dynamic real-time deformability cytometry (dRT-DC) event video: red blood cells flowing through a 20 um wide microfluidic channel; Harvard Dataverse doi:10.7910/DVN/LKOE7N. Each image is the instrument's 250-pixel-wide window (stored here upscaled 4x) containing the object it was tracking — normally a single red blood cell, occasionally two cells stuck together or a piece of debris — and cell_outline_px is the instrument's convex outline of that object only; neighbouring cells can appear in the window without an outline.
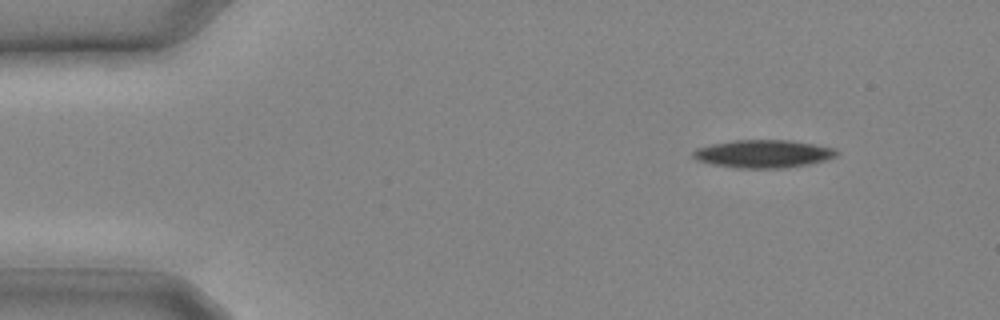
{"species": "common noctule bat (a hibernating species)", "species_latin": "Nyctalus noctula", "temperature_condition": "cold", "stored_images_in_passage": 11, "camera_frame_rate_fps": 3000, "um_per_image_px": 0.085, "animal": {"sex": "male", "body_mass_g": 20.4}, "frame": {"image": 1, "passage_image": 1, "time_ms": 0.0, "image_size_px": [1000, 320], "cell_outline_px": [[840, 152], [836, 156], [828, 160], [808, 164], [784, 168], [736, 168], [712, 164], [696, 160], [692, 156], [692, 152], [696, 148], [712, 144], [732, 140], [788, 140], [812, 144], [832, 148]], "centroid_in_image_um": [64.86, 13.08], "position_along_channel_um": 20.1, "area_um2": 23.35}}
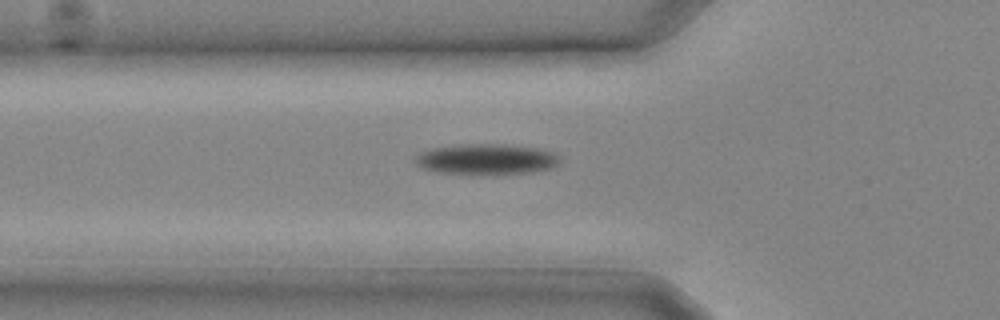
{"frame": {"image": 2, "passage_image": 7, "time_ms": 2.0, "image_size_px": [1000, 320], "cell_outline_px": [[560, 164], [556, 168], [532, 172], [496, 176], [472, 176], [436, 172], [420, 168], [416, 164], [416, 156], [420, 152], [432, 148], [464, 144], [500, 144], [536, 148], [556, 152], [560, 156]], "centroid_in_image_um": [41.39, 13.58], "position_along_channel_um": 84.4, "area_um2": 26.99}}
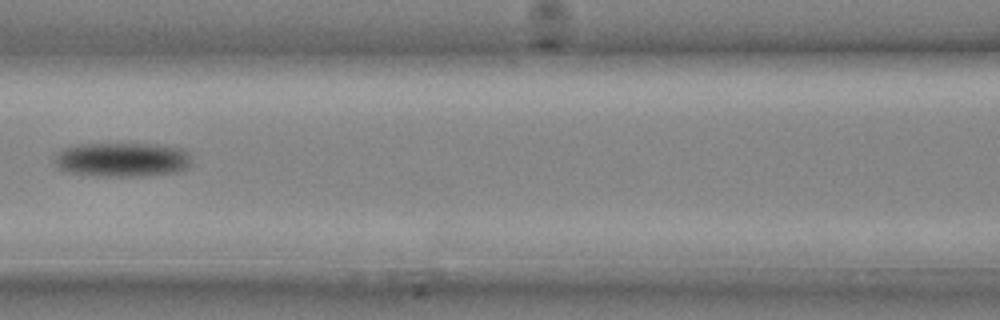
{"frame": {"image": 3, "passage_image": 10, "time_ms": 3.0, "image_size_px": [1000, 320], "cell_outline_px": [[188, 164], [184, 168], [176, 172], [140, 176], [96, 176], [72, 172], [60, 168], [56, 164], [56, 156], [64, 148], [80, 144], [160, 144], [180, 148], [188, 156]], "centroid_in_image_um": [10.37, 13.56], "position_along_channel_um": 156.2, "area_um2": 26.76}}